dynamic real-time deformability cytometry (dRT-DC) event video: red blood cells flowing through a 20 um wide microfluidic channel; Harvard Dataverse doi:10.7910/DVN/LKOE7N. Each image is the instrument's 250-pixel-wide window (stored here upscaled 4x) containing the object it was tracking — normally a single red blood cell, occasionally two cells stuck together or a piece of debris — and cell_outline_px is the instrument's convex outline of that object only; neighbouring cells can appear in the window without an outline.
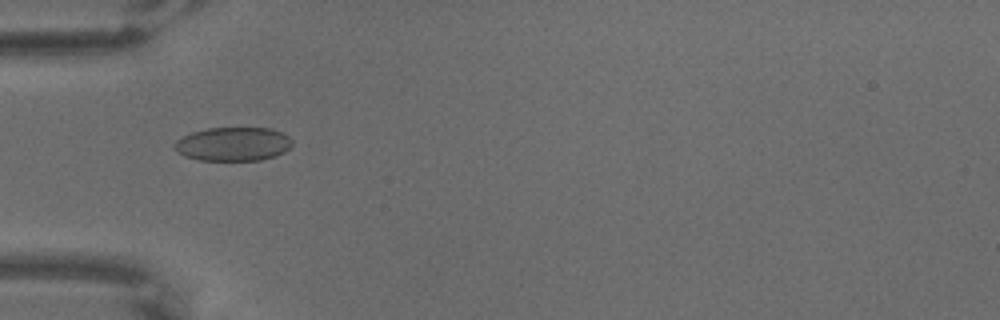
{"species": "common noctule bat (a hibernating species)", "species_latin": "Nyctalus noctula", "temperature_condition": "warm", "stored_images_in_passage": 63, "camera_frame_rate_fps": 3000, "um_per_image_px": 0.085, "animal": {"sex": "male", "body_mass_g": 18.8}, "frame": {"image": 1, "passage_image": 19, "time_ms": 6.0, "image_size_px": [1000, 320], "cell_outline_px": [[292, 144], [284, 152], [276, 156], [260, 160], [200, 160], [184, 156], [176, 152], [172, 148], [172, 144], [176, 140], [192, 132], [208, 128], [272, 128], [288, 136], [292, 140]], "centroid_in_image_um": [19.78, 12.25], "position_along_channel_um": 65.2, "area_um2": 23.29}}
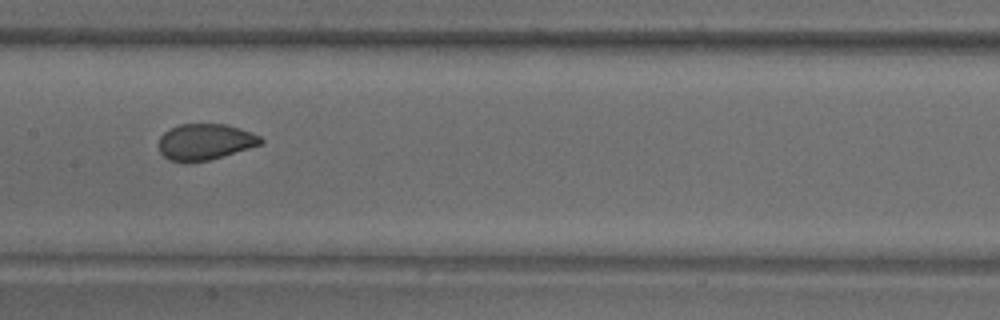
{"frame": {"image": 2, "passage_image": 31, "time_ms": 10.0, "image_size_px": [1000, 320], "cell_outline_px": [[264, 140], [260, 144], [248, 148], [208, 160], [168, 160], [160, 152], [160, 136], [164, 132], [180, 124], [228, 124], [252, 132], [260, 136]], "centroid_in_image_um": [17.45, 12.02], "position_along_channel_um": 189.9, "area_um2": 20.92}}
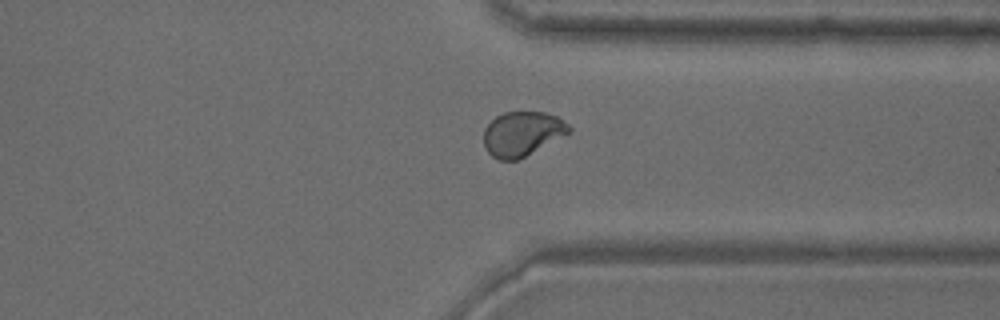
{"frame": {"image": 3, "passage_image": 48, "time_ms": 15.667, "image_size_px": [1000, 320], "cell_outline_px": [[572, 132], [520, 160], [500, 160], [492, 156], [488, 152], [484, 144], [484, 128], [496, 116], [504, 112], [544, 112], [556, 116], [568, 124], [572, 128]], "centroid_in_image_um": [44.41, 11.38], "position_along_channel_um": 367.0, "area_um2": 22.37}}